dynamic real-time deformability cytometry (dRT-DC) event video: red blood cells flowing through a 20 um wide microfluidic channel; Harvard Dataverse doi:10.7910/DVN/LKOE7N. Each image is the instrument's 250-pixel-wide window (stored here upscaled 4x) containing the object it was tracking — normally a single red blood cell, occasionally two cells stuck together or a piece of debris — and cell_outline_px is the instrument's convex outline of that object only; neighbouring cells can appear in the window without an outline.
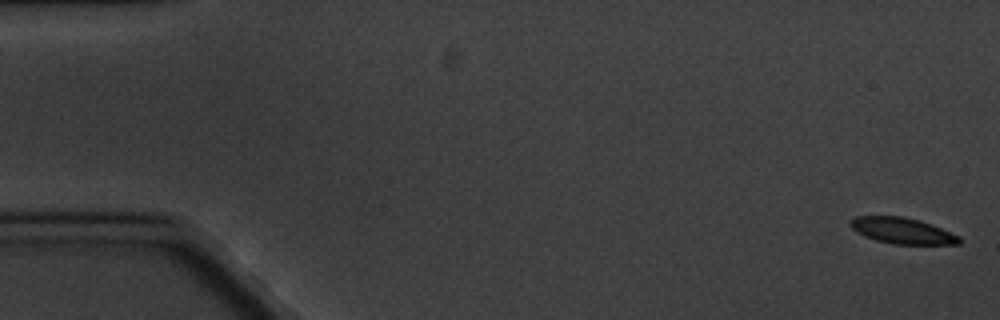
{"species": "common noctule bat (a hibernating species)", "species_latin": "Nyctalus noctula", "temperature_condition": "cold", "stored_images_in_passage": 5, "camera_frame_rate_fps": 3000, "um_per_image_px": 0.085, "animal": {"sex": "male", "body_mass_g": 20.1, "forearm_length_mm": 53.5}, "frame": {"image": 1, "passage_image": 1, "time_ms": 0.0, "image_size_px": [1000, 320], "cell_outline_px": [[960, 244], [892, 244], [876, 240], [864, 236], [856, 232], [848, 224], [856, 216], [904, 216], [920, 220], [960, 236]], "centroid_in_image_um": [76.67, 19.61], "position_along_channel_um": 8.3, "area_um2": 16.47}}
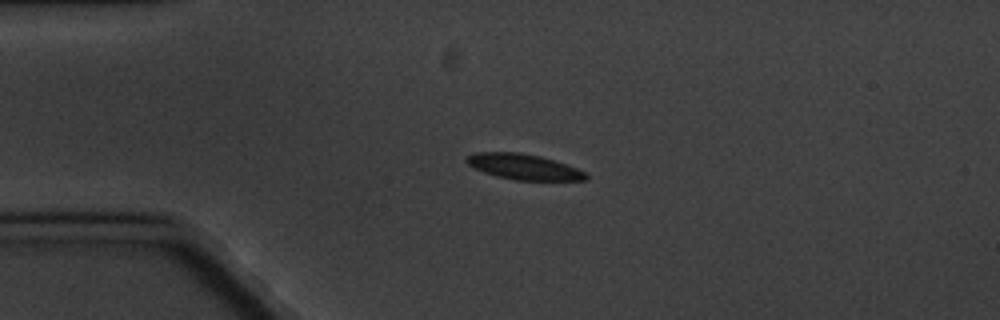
{"frame": {"image": 2, "passage_image": 4, "time_ms": 4.333, "image_size_px": [1000, 320], "cell_outline_px": [[588, 180], [516, 180], [496, 176], [484, 172], [468, 164], [464, 160], [468, 156], [476, 152], [520, 152], [540, 156], [576, 168], [584, 172], [588, 176]], "centroid_in_image_um": [44.49, 14.17], "position_along_channel_um": 40.5, "area_um2": 17.51}}